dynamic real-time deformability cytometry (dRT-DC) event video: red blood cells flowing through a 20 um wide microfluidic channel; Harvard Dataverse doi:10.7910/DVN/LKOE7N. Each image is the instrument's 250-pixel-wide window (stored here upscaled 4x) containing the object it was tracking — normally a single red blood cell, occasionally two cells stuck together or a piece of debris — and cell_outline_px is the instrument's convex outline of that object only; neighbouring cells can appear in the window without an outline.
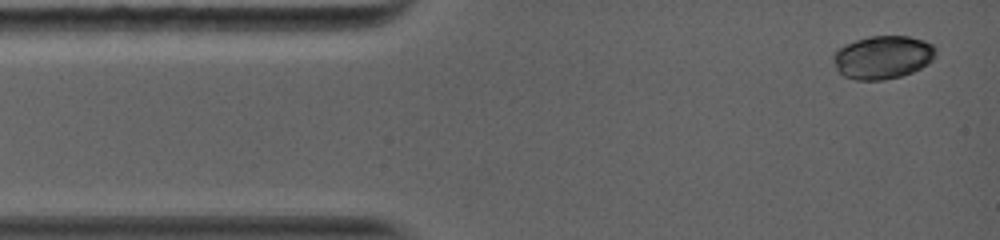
{"species": "common noctule bat (a hibernating species)", "species_latin": "Nyctalus noctula", "temperature_condition": "warm", "stored_images_in_passage": 34, "camera_frame_rate_fps": 5000, "um_per_image_px": 0.085, "animal": {"sex": "female", "body_mass_g": 19.0, "forearm_length_mm": 56.7}, "frame": {"image": 1, "passage_image": 1, "time_ms": 0.0, "image_size_px": [1000, 240], "cell_outline_px": [[936, 56], [928, 64], [912, 72], [900, 76], [884, 80], [856, 80], [844, 76], [836, 68], [832, 56], [844, 44], [856, 40], [872, 36], [908, 36], [924, 40], [932, 44], [936, 48]], "centroid_in_image_um": [75.05, 4.86], "position_along_channel_um": 9.9, "area_um2": 25.78}}
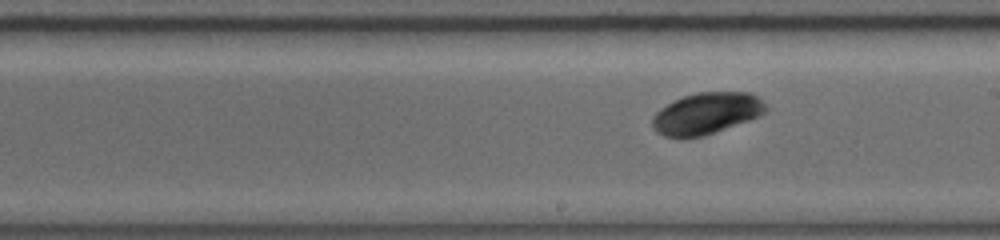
{"frame": {"image": 2, "passage_image": 15, "time_ms": 7.0, "image_size_px": [1000, 240], "cell_outline_px": [[768, 108], [764, 112], [748, 120], [704, 136], [684, 140], [664, 136], [656, 132], [652, 128], [652, 116], [660, 108], [672, 100], [696, 92], [752, 92]], "centroid_in_image_um": [59.96, 9.66], "position_along_channel_um": 229.0, "area_um2": 27.74}}
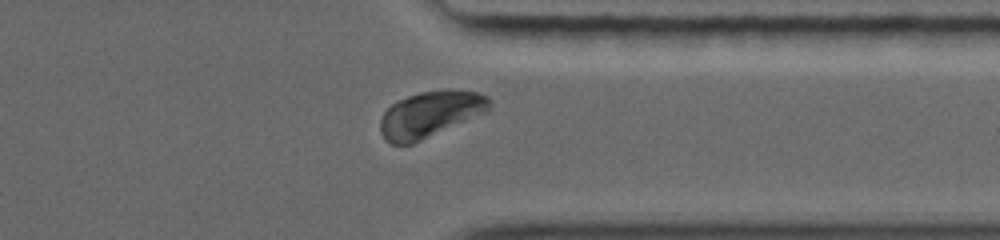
{"frame": {"image": 3, "passage_image": 29, "time_ms": 10.6, "image_size_px": [1000, 240], "cell_outline_px": [[492, 104], [488, 112], [412, 144], [392, 144], [380, 132], [380, 120], [384, 112], [392, 104], [408, 96], [420, 92], [444, 88], [452, 88], [476, 92], [488, 96], [492, 100]], "centroid_in_image_um": [36.63, 9.68], "position_along_channel_um": 374.8, "area_um2": 29.59}, "authors_computed_cell_mechanics": {"area_um2": 27.8018, "velocity_mm_per_s": 4.0593, "shape_relaxation_time_tau1_ms": 0.7526, "shape_relaxation_time_tau2_ms": null, "deformation_change_tau1": 0.0239, "deformation_change_tau2": null}}